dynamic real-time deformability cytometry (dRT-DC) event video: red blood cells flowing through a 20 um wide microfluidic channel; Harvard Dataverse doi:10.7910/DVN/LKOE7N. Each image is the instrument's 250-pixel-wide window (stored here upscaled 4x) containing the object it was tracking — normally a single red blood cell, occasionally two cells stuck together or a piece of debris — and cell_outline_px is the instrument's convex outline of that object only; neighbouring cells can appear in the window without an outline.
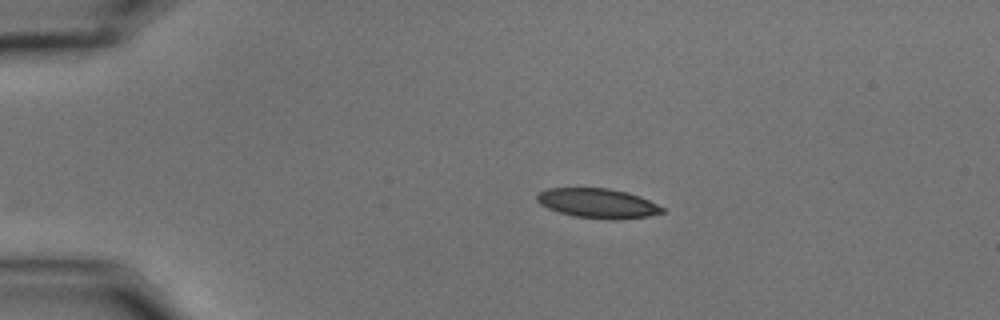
{"species": "common noctule bat (a hibernating species)", "species_latin": "Nyctalus noctula", "temperature_condition": "cold", "stored_images_in_passage": 47, "camera_frame_rate_fps": 3000, "um_per_image_px": 0.085, "animal": {"sex": "male", "body_mass_g": 15.6}, "frame": {"image": 1, "passage_image": 1, "time_ms": 0.0, "image_size_px": [1000, 320], "cell_outline_px": [[664, 212], [648, 216], [616, 220], [612, 220], [576, 216], [560, 212], [548, 208], [540, 204], [536, 200], [536, 192], [548, 188], [608, 188], [628, 192], [640, 196], [664, 208]], "centroid_in_image_um": [50.79, 17.27], "position_along_channel_um": 34.2, "area_um2": 21.62}}
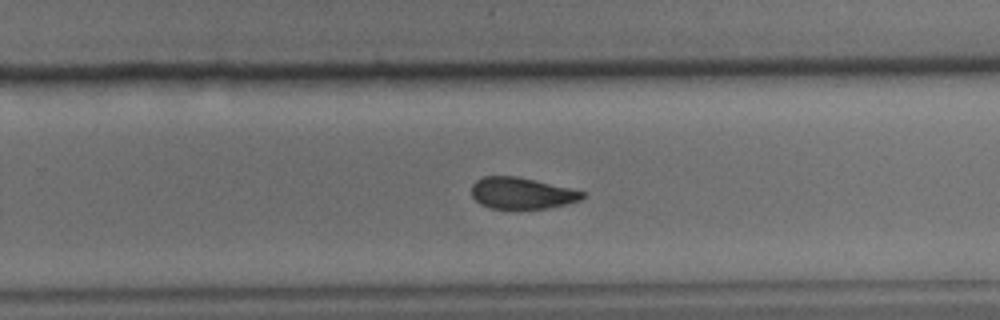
{"frame": {"image": 2, "passage_image": 27, "time_ms": 8.667, "image_size_px": [1000, 320], "cell_outline_px": [[584, 196], [580, 200], [548, 208], [488, 208], [480, 204], [472, 196], [472, 184], [476, 180], [484, 176], [516, 176], [568, 188], [584, 192]], "centroid_in_image_um": [44.29, 16.42], "position_along_channel_um": 285.5, "area_um2": 19.94}}
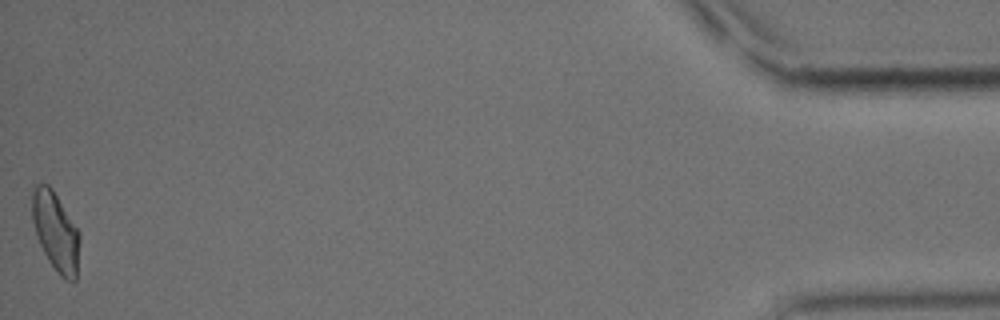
{"frame": {"image": 3, "passage_image": 47, "time_ms": 15.333, "image_size_px": [1000, 320], "cell_outline_px": [[80, 240], [76, 280], [64, 280], [60, 276], [48, 260], [36, 236], [32, 220], [32, 192], [36, 184], [48, 184], [52, 188], [80, 232]], "centroid_in_image_um": [4.74, 19.68], "position_along_channel_um": 430.5, "area_um2": 21.91}, "authors_computed_cell_mechanics": {"area_um2": 21.8484, "velocity_mm_per_s": 3.4724, "shape_relaxation_time_tau1_ms": 7.5473, "shape_relaxation_time_tau2_ms": 4.4112, "deformation_change_tau1": 0.1671, "deformation_change_tau2": 0.1011}}